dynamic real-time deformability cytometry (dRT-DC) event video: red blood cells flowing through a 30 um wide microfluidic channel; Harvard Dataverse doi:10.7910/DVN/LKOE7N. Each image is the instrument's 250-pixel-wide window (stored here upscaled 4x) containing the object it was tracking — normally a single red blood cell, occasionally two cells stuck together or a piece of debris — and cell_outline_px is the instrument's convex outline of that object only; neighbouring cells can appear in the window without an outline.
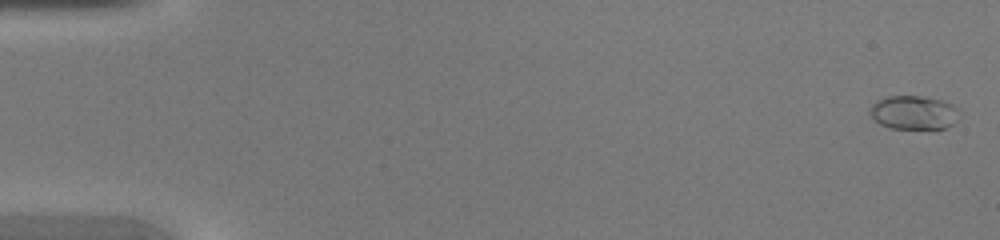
{"species": "common noctule bat (a hibernating species)", "species_latin": "Nyctalus noctula", "temperature_condition": "warm", "stored_images_in_passage": 46, "camera_frame_rate_fps": 3000, "um_per_image_px": 0.085, "animal": {"sex": "female", "body_mass_g": 20.0, "forearm_length_mm": 54.0}, "frame": {"image": 1, "passage_image": 1, "time_ms": 0.0, "image_size_px": [1000, 240], "cell_outline_px": [[960, 112], [956, 120], [952, 124], [944, 128], [932, 132], [892, 128], [880, 124], [868, 112], [872, 104], [876, 100], [888, 96], [924, 96], [940, 100], [952, 104]], "centroid_in_image_um": [77.68, 9.61], "position_along_channel_um": 7.3, "area_um2": 18.21}}
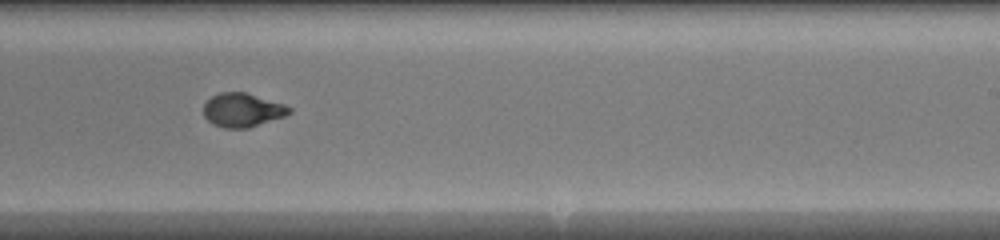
{"frame": {"image": 2, "passage_image": 29, "time_ms": 9.333, "image_size_px": [1000, 240], "cell_outline_px": [[292, 112], [284, 116], [248, 128], [224, 128], [212, 124], [204, 116], [204, 104], [212, 96], [220, 92], [244, 92], [284, 104], [292, 108]], "centroid_in_image_um": [20.6, 9.36], "position_along_channel_um": 268.4, "area_um2": 16.76}}
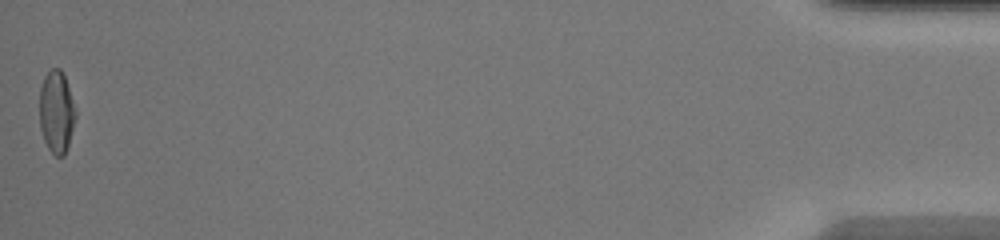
{"frame": {"image": 3, "passage_image": 46, "time_ms": 15.0, "image_size_px": [1000, 240], "cell_outline_px": [[76, 116], [68, 148], [64, 156], [56, 156], [48, 148], [44, 140], [40, 128], [40, 88], [44, 76], [52, 68], [60, 68], [64, 76], [76, 108]], "centroid_in_image_um": [4.81, 9.53], "position_along_channel_um": 430.4, "area_um2": 17.34}}